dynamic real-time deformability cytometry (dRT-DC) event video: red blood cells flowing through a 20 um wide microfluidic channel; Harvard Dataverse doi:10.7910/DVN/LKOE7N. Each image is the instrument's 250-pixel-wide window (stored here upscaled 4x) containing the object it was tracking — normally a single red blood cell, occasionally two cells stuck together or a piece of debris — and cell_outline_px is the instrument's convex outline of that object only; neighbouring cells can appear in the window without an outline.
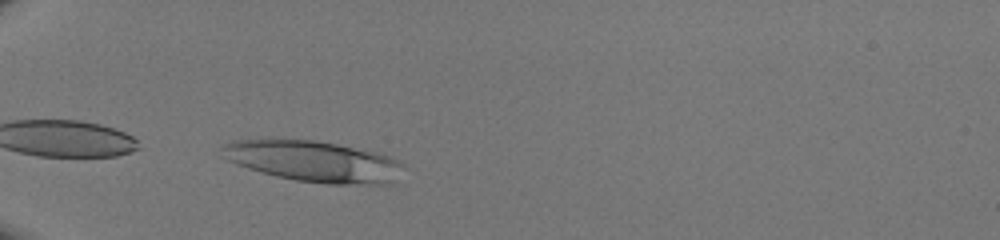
{"species": "human", "species_latin": "Homo sapiens", "temperature_condition": "room temperature", "stored_images_in_passage": 30, "camera_frame_rate_fps": 3000, "um_per_image_px": 0.085, "donor": {"sex": "male"}, "frame": {"image": 1, "passage_image": 1, "time_ms": 0.0, "image_size_px": [1000, 240], "cell_outline_px": [[404, 164], [392, 184], [328, 184], [296, 180], [276, 176], [236, 164], [228, 160], [220, 148], [224, 144], [232, 140], [268, 136], [312, 140], [336, 144], [376, 152], [388, 156]], "centroid_in_image_um": [26.57, 13.67], "position_along_channel_um": 58.4, "area_um2": 43.93}}
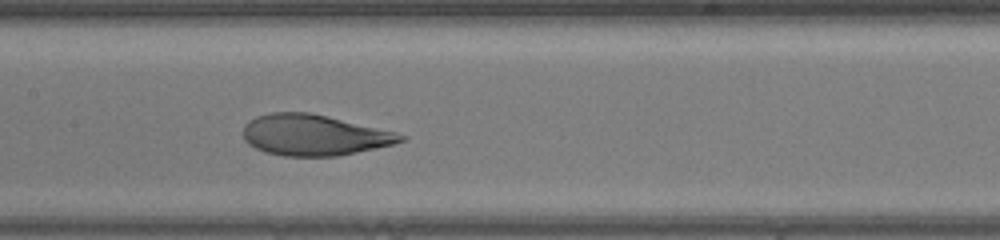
{"frame": {"image": 2, "passage_image": 11, "time_ms": 3.333, "image_size_px": [1000, 240], "cell_outline_px": [[408, 136], [404, 140], [392, 144], [376, 148], [336, 156], [284, 156], [264, 152], [248, 144], [244, 140], [244, 124], [248, 120], [256, 116], [272, 112], [308, 112], [328, 116], [396, 132]], "centroid_in_image_um": [26.66, 11.47], "position_along_channel_um": 180.7, "area_um2": 37.51}}
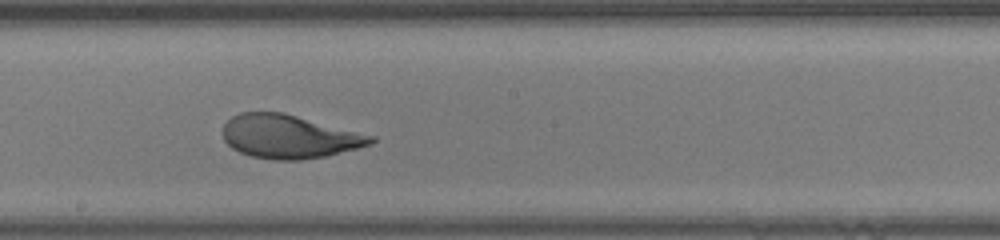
{"frame": {"image": 3, "passage_image": 14, "time_ms": 4.333, "image_size_px": [1000, 240], "cell_outline_px": [[376, 140], [372, 144], [328, 156], [300, 160], [272, 160], [252, 156], [240, 152], [232, 148], [224, 140], [224, 124], [232, 116], [240, 112], [284, 112], [376, 136]], "centroid_in_image_um": [24.61, 11.61], "position_along_channel_um": 223.6, "area_um2": 37.74}}